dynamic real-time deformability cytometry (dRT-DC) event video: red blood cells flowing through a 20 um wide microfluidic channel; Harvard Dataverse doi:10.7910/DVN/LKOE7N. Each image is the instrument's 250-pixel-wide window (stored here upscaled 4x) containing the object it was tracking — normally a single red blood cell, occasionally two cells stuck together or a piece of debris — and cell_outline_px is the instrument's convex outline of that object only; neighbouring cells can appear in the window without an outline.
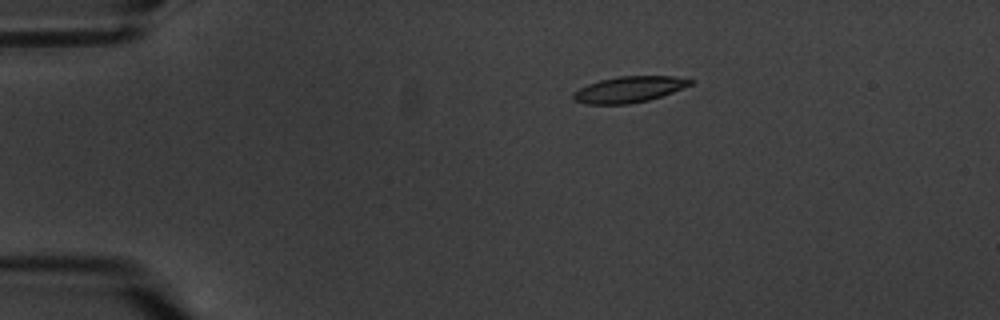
{"species": "common noctule bat (a hibernating species)", "species_latin": "Nyctalus noctula", "temperature_condition": "warm", "stored_images_in_passage": 5, "camera_frame_rate_fps": 3000, "um_per_image_px": 0.085, "animal": {"sex": "male", "body_mass_g": 20.1, "forearm_length_mm": 53.5}, "frame": {"image": 1, "passage_image": 4, "time_ms": 3.333, "image_size_px": [1000, 320], "cell_outline_px": [[696, 80], [692, 84], [672, 92], [648, 100], [628, 104], [584, 104], [572, 100], [572, 92], [588, 84], [600, 80], [620, 76], [676, 76]], "centroid_in_image_um": [53.45, 7.6], "position_along_channel_um": 31.6, "area_um2": 17.8}}